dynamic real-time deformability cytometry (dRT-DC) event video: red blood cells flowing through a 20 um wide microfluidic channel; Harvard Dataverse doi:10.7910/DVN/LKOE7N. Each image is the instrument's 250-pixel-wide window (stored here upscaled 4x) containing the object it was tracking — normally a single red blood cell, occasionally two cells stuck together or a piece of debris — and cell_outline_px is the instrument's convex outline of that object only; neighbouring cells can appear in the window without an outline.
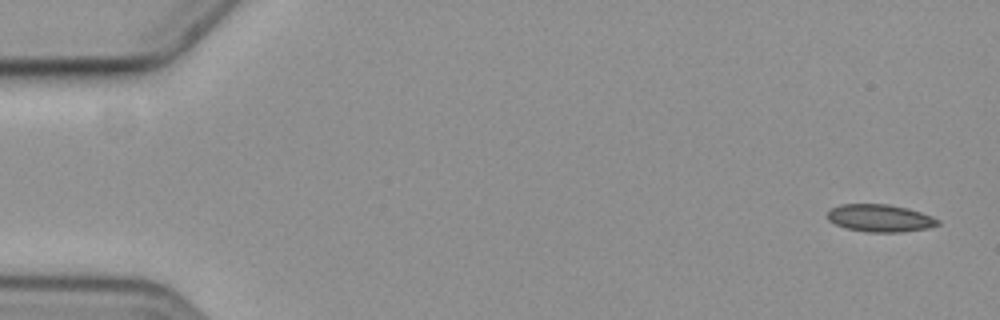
{"species": "common noctule bat (a hibernating species)", "species_latin": "Nyctalus noctula", "temperature_condition": "cold", "stored_images_in_passage": 6, "camera_frame_rate_fps": 3000, "um_per_image_px": 0.085, "animal": {"sex": "female", "body_mass_g": 19.3, "forearm_length_mm": 54.1}, "frame": {"image": 1, "passage_image": 1, "time_ms": 0.0, "image_size_px": [1000, 320], "cell_outline_px": [[940, 224], [928, 228], [904, 232], [864, 232], [844, 228], [828, 220], [828, 212], [832, 208], [840, 204], [888, 204], [908, 208], [932, 216], [940, 220]], "centroid_in_image_um": [74.81, 18.55], "position_along_channel_um": 10.2, "area_um2": 17.8}}
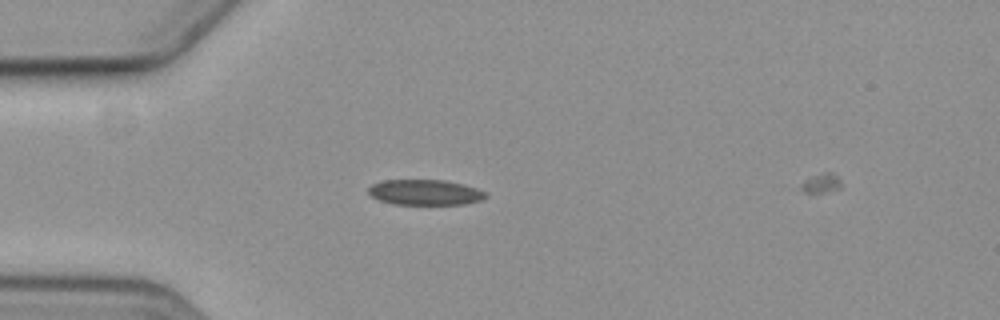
{"frame": {"image": 2, "passage_image": 5, "time_ms": 4.667, "image_size_px": [1000, 320], "cell_outline_px": [[488, 196], [480, 200], [468, 204], [392, 204], [380, 200], [372, 196], [368, 192], [368, 188], [372, 184], [384, 180], [444, 180], [464, 184], [476, 188], [484, 192]], "centroid_in_image_um": [36.13, 16.35], "position_along_channel_um": 48.9, "area_um2": 17.34}}